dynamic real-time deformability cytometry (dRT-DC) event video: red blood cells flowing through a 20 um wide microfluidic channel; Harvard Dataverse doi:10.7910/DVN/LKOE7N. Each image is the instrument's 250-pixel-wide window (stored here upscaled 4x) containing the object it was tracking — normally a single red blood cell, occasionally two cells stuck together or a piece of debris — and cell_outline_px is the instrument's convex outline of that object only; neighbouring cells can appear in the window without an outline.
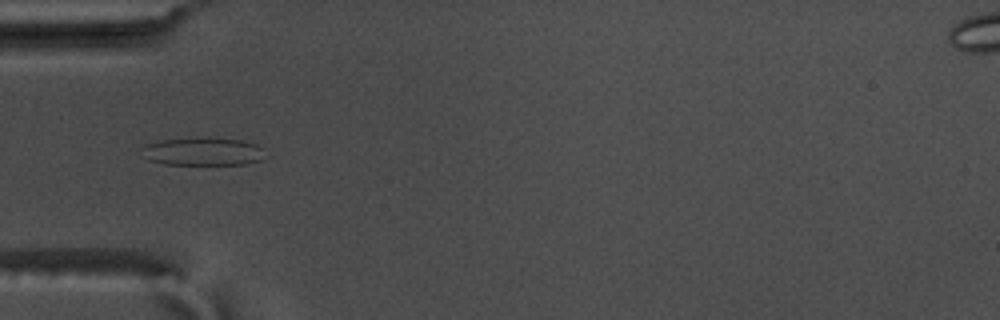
{"species": "common noctule bat (a hibernating species)", "species_latin": "Nyctalus noctula", "temperature_condition": "warm", "stored_images_in_passage": 41, "camera_frame_rate_fps": 3000, "um_per_image_px": 0.085, "animal": {"sex": "male", "body_mass_g": 17.5, "forearm_length_mm": 52.3}, "frame": {"image": 1, "passage_image": 4, "time_ms": 1.0, "image_size_px": [1000, 320], "cell_outline_px": [[268, 156], [260, 160], [248, 164], [164, 164], [148, 160], [144, 148], [148, 144], [160, 140], [208, 136], [240, 140], [256, 144]], "centroid_in_image_um": [17.33, 12.86], "position_along_channel_um": 67.7, "area_um2": 20.17}}
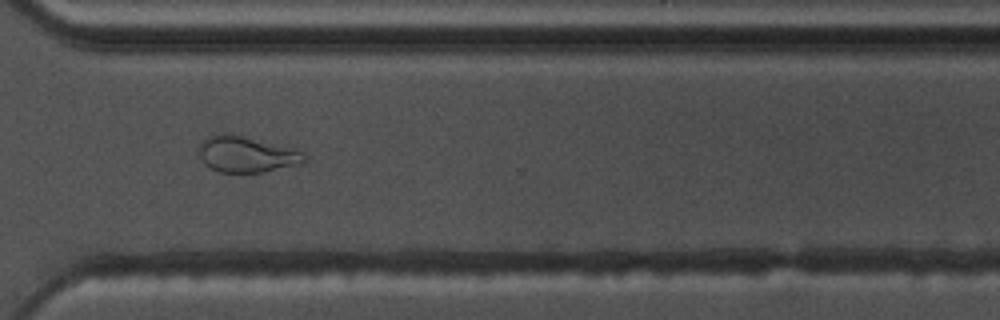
{"frame": {"image": 2, "passage_image": 27, "time_ms": 8.667, "image_size_px": [1000, 320], "cell_outline_px": [[308, 160], [304, 164], [264, 172], [220, 172], [204, 164], [200, 156], [200, 144], [208, 136], [224, 132], [288, 148], [300, 152]], "centroid_in_image_um": [20.94, 13.14], "position_along_channel_um": 349.7, "area_um2": 21.62}}
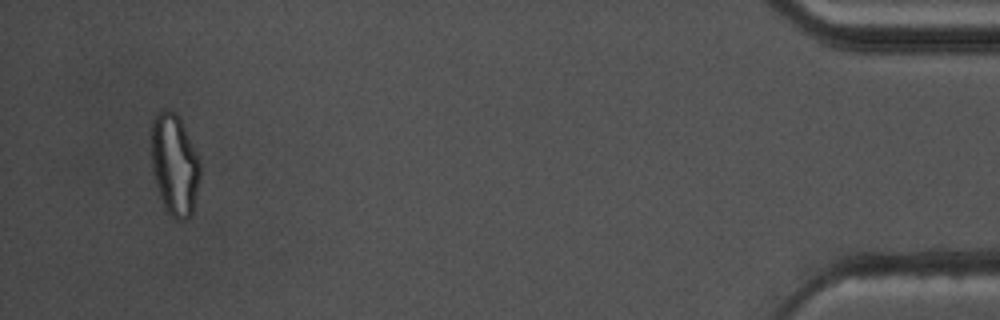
{"frame": {"image": 3, "passage_image": 39, "time_ms": 12.667, "image_size_px": [1000, 320], "cell_outline_px": [[200, 180], [192, 216], [184, 220], [176, 220], [168, 212], [160, 196], [152, 172], [152, 116], [160, 108], [168, 108], [176, 112], [180, 116], [200, 160]], "centroid_in_image_um": [14.85, 13.94], "position_along_channel_um": 420.4, "area_um2": 29.36}, "authors_computed_cell_mechanics": {"area_um2": 19.9988, "velocity_mm_per_s": 3.6845, "shape_relaxation_time_tau1_ms": null, "shape_relaxation_time_tau2_ms": 2.2116, "deformation_change_tau1": null, "deformation_change_tau2": 0.0949}}